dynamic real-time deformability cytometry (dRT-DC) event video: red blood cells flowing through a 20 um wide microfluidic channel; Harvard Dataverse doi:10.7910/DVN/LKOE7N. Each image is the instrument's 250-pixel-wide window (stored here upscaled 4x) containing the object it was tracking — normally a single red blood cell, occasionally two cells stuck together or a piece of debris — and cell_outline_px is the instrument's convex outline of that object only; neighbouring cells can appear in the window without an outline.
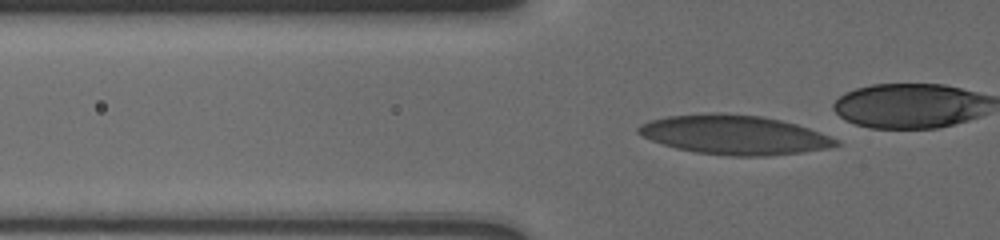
{"species": "human", "species_latin": "Homo sapiens", "temperature_condition": "cold", "stored_images_in_passage": 59, "camera_frame_rate_fps": 3000, "um_per_image_px": 0.085, "donor": {"sex": "male"}, "frame": {"image": 1, "passage_image": 28, "time_ms": 6.667, "image_size_px": [1000, 240], "cell_outline_px": [[840, 144], [824, 148], [800, 152], [768, 156], [732, 156], [696, 152], [676, 148], [652, 140], [636, 132], [636, 128], [640, 124], [648, 120], [668, 116], [708, 112], [720, 112], [760, 116], [780, 120], [796, 124], [808, 128], [828, 136], [836, 140]], "centroid_in_image_um": [62.34, 11.44], "position_along_channel_um": 63.5, "area_um2": 44.91}}
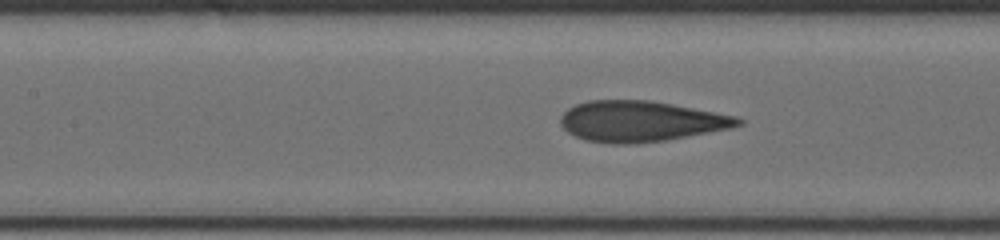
{"frame": {"image": 2, "passage_image": 39, "time_ms": 9.333, "image_size_px": [1000, 240], "cell_outline_px": [[744, 124], [732, 128], [664, 140], [636, 144], [612, 144], [584, 140], [568, 132], [560, 124], [560, 116], [568, 108], [576, 104], [588, 100], [652, 100], [736, 116], [744, 120]], "centroid_in_image_um": [54.45, 10.31], "position_along_channel_um": 152.9, "area_um2": 42.25}}
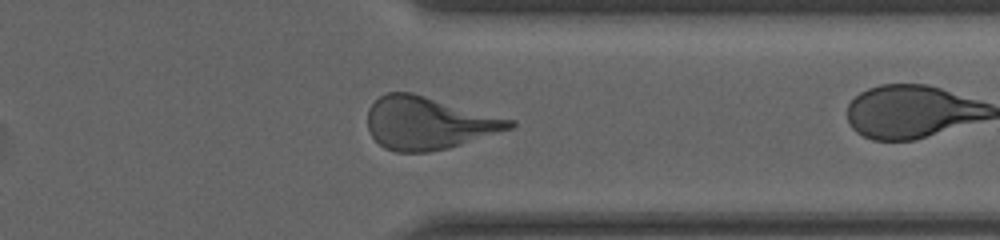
{"frame": {"image": 3, "passage_image": 58, "time_ms": 15.333, "image_size_px": [1000, 240], "cell_outline_px": [[516, 124], [512, 128], [448, 148], [428, 152], [396, 152], [384, 148], [372, 136], [368, 128], [368, 108], [380, 96], [388, 92], [412, 92], [516, 120]], "centroid_in_image_um": [36.42, 10.45], "position_along_channel_um": 375.0, "area_um2": 43.52}}